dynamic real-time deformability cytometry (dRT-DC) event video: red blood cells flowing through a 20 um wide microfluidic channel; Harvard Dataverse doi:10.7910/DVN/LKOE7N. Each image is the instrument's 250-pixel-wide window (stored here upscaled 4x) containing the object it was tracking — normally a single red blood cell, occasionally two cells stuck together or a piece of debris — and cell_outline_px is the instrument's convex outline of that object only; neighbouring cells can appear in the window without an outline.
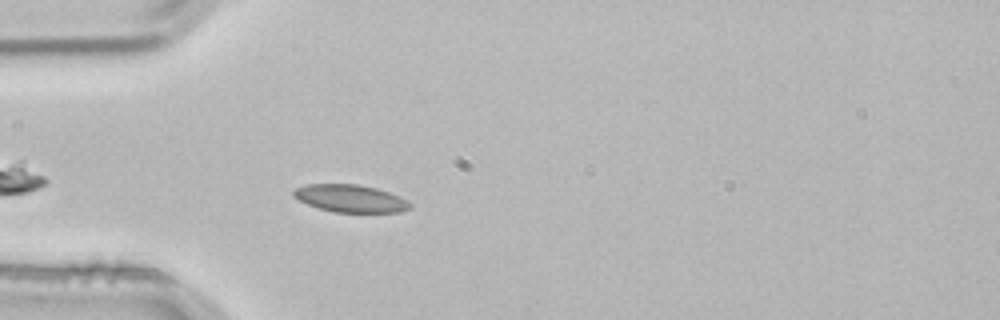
{"species": "common noctule bat (a hibernating species)", "species_latin": "Nyctalus noctula", "temperature_condition": "room temperature", "stored_images_in_passage": 1, "camera_frame_rate_fps": 3000, "um_per_image_px": 0.085, "animal": {"sex": "male", "body_mass_g": 21.5, "forearm_length_mm": 52.0}, "frame": {"image": 1, "passage_image": 1, "time_ms": 0.0, "image_size_px": [1000, 320], "cell_outline_px": [[412, 208], [400, 212], [336, 212], [320, 208], [308, 204], [292, 196], [292, 188], [308, 184], [360, 184], [376, 188], [400, 196], [408, 200], [412, 204]], "centroid_in_image_um": [29.8, 16.86], "position_along_channel_um": 55.2, "area_um2": 18.79}}